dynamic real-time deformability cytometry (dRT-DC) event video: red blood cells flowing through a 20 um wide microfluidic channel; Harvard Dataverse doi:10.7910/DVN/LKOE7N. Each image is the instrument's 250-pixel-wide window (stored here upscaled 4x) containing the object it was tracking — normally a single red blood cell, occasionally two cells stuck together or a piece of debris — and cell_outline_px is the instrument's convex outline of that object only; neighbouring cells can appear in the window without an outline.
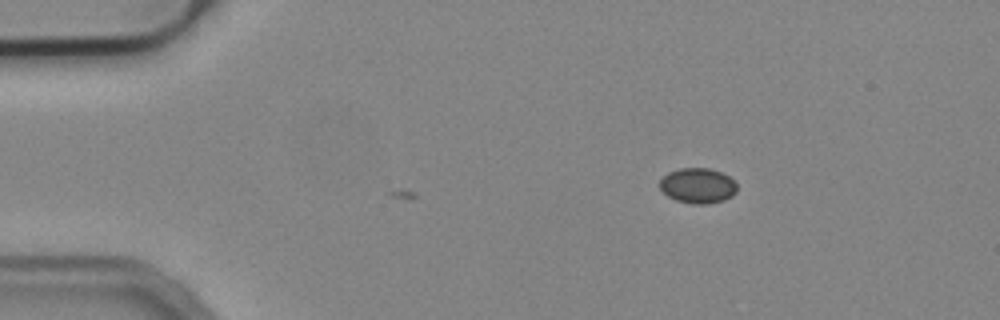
{"species": "common noctule bat (a hibernating species)", "species_latin": "Nyctalus noctula", "temperature_condition": "cold", "stored_images_in_passage": 2, "camera_frame_rate_fps": 3000, "um_per_image_px": 0.085, "animal": {"sex": "male", "body_mass_g": 19.2, "forearm_length_mm": 51.8}, "frame": {"image": 1, "passage_image": 2, "time_ms": 0.333, "image_size_px": [1000, 320], "cell_outline_px": [[736, 192], [732, 196], [724, 200], [708, 204], [692, 204], [676, 200], [668, 196], [660, 188], [660, 180], [668, 172], [680, 168], [708, 168], [720, 172], [728, 176], [736, 184]], "centroid_in_image_um": [59.31, 15.79], "position_along_channel_um": 25.7, "area_um2": 15.78}}